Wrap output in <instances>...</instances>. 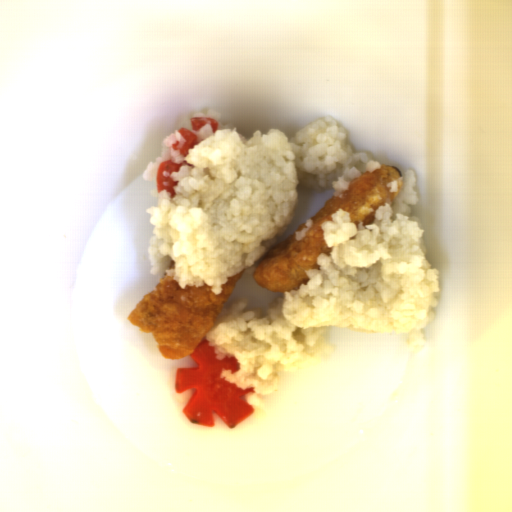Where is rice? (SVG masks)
<instances>
[{"mask_svg":"<svg viewBox=\"0 0 512 512\" xmlns=\"http://www.w3.org/2000/svg\"><path fill=\"white\" fill-rule=\"evenodd\" d=\"M222 112L210 110L195 117L213 118L195 133L197 144L183 155L187 139L170 133L162 142V156L142 173L157 180L166 160L181 165L178 172H162L177 185L157 192V206L146 209L152 232L148 255L150 273L173 277L183 290L210 285L214 294L240 271L256 267L281 243L295 216L298 189L332 190L344 196L350 183L381 168L366 152H356L348 130L331 116L316 119L288 138L281 130L255 131L251 139L237 127H225ZM173 259L175 269L168 265Z\"/></svg>","mask_w":512,"mask_h":512,"instance_id":"1","label":"rice"},{"mask_svg":"<svg viewBox=\"0 0 512 512\" xmlns=\"http://www.w3.org/2000/svg\"><path fill=\"white\" fill-rule=\"evenodd\" d=\"M388 181L400 191L379 206L372 223H352L339 208L325 220L329 256L320 253L317 269H306L307 284L282 292L269 303L247 309L246 298L224 304L202 338L216 359L234 356L238 370L222 368L220 379L254 389L243 399L263 418L265 395L280 389L286 374L316 367L334 354L330 327L375 334H402L410 354L422 352L427 328L436 318L440 272L426 258L424 228L410 215L420 198L412 169Z\"/></svg>","mask_w":512,"mask_h":512,"instance_id":"2","label":"rice"},{"mask_svg":"<svg viewBox=\"0 0 512 512\" xmlns=\"http://www.w3.org/2000/svg\"><path fill=\"white\" fill-rule=\"evenodd\" d=\"M313 224L314 223L312 221V218L306 219V228L294 233L295 240L300 241L301 239H303L306 236V232L313 226Z\"/></svg>","mask_w":512,"mask_h":512,"instance_id":"3","label":"rice"}]
</instances>
